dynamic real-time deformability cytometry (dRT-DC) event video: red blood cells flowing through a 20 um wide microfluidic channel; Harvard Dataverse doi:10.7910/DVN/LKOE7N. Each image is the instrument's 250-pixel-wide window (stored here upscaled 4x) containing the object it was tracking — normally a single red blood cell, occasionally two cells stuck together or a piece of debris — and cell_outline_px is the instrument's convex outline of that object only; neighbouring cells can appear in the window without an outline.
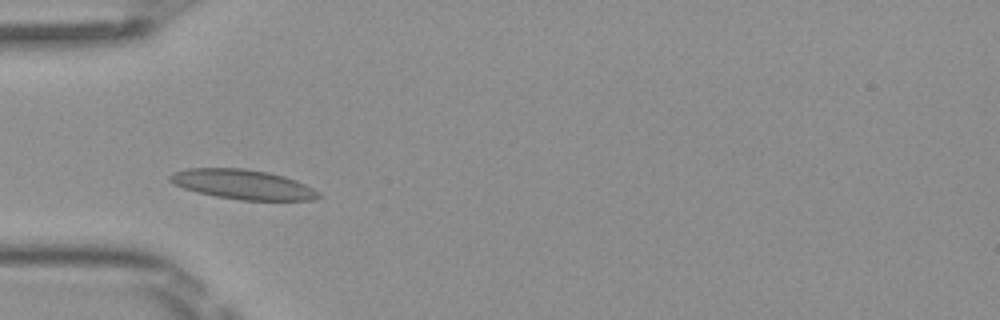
{"species": "Egyptian fruit bat (a non-hibernating species)", "species_latin": "Rousettus aegyptiacus", "temperature_condition": "room temperature", "stored_images_in_passage": 5, "camera_frame_rate_fps": 3000, "um_per_image_px": 0.085, "frame": {"image": 1, "passage_image": 2, "time_ms": 0.333, "image_size_px": [1000, 320], "cell_outline_px": [[320, 196], [312, 200], [240, 200], [216, 196], [184, 188], [168, 180], [168, 176], [172, 172], [184, 168], [244, 168], [268, 172], [284, 176], [296, 180], [320, 192]], "centroid_in_image_um": [20.62, 15.66], "position_along_channel_um": 64.4, "area_um2": 25.61}}
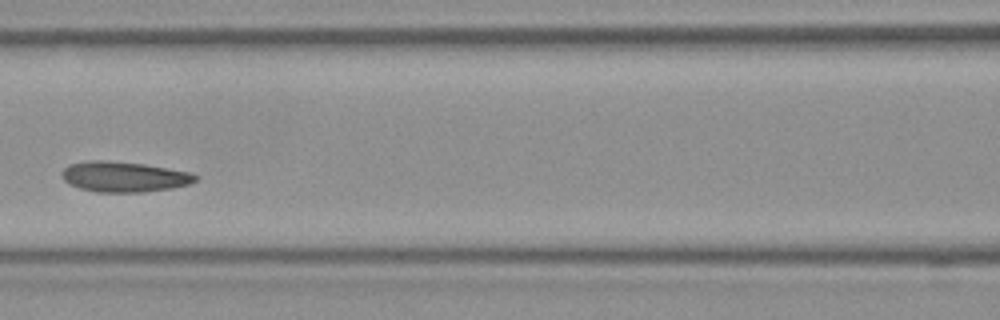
{"frame": {"image": 2, "passage_image": 4, "time_ms": 1.0, "image_size_px": [1000, 320], "cell_outline_px": [[200, 176], [196, 180], [188, 184], [172, 188], [140, 192], [96, 192], [80, 188], [68, 184], [64, 180], [60, 172], [68, 164], [92, 160], [104, 160], [144, 164], [188, 172]], "centroid_in_image_um": [10.5, 15.02], "position_along_channel_um": 156.1, "area_um2": 23.58}}
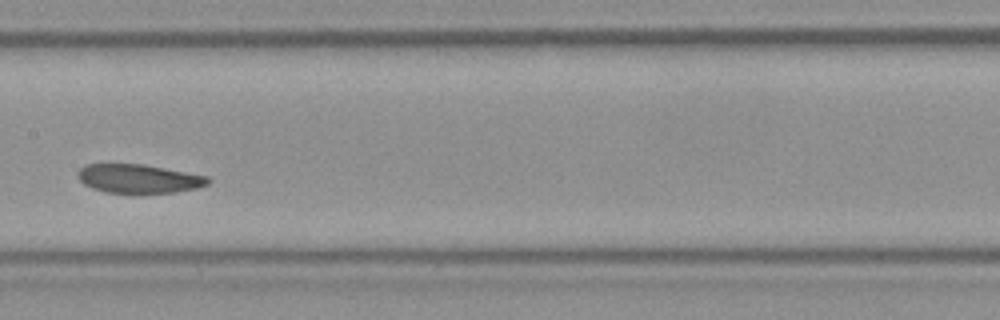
{"frame": {"image": 3, "passage_image": 5, "time_ms": 1.333, "image_size_px": [1000, 320], "cell_outline_px": [[212, 180], [208, 184], [196, 188], [176, 192], [104, 192], [92, 188], [84, 184], [76, 176], [76, 172], [84, 164], [144, 164], [208, 176]], "centroid_in_image_um": [11.77, 15.17], "position_along_channel_um": 195.6, "area_um2": 21.79}}